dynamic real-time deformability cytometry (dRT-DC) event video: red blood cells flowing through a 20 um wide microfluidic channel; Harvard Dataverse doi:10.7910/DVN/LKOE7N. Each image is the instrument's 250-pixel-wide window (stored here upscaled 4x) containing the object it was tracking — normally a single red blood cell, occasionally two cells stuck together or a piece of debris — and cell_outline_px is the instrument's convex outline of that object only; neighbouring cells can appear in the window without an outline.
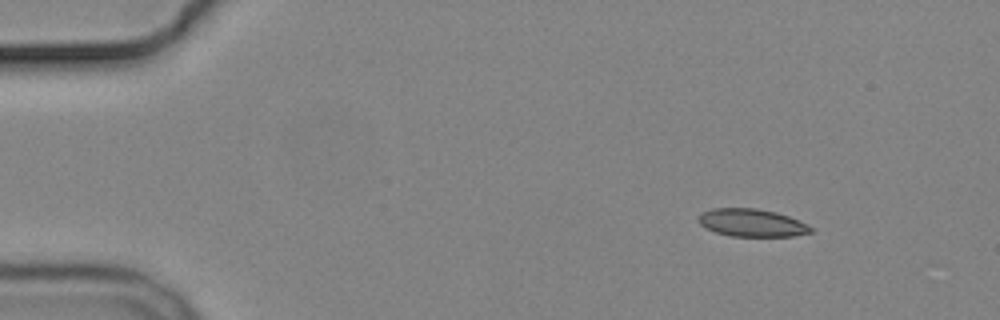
{"species": "common noctule bat (a hibernating species)", "species_latin": "Nyctalus noctula", "temperature_condition": "cold", "stored_images_in_passage": 4, "camera_frame_rate_fps": 3000, "um_per_image_px": 0.085, "animal": {"sex": "male", "body_mass_g": 19.2, "forearm_length_mm": 51.8}, "frame": {"image": 1, "passage_image": 2, "time_ms": 1.0, "image_size_px": [1000, 320], "cell_outline_px": [[812, 232], [792, 236], [728, 236], [716, 232], [700, 224], [700, 216], [704, 212], [712, 208], [756, 208], [776, 212], [788, 216], [808, 224], [812, 228]], "centroid_in_image_um": [63.94, 18.94], "position_along_channel_um": 21.1, "area_um2": 17.92}}